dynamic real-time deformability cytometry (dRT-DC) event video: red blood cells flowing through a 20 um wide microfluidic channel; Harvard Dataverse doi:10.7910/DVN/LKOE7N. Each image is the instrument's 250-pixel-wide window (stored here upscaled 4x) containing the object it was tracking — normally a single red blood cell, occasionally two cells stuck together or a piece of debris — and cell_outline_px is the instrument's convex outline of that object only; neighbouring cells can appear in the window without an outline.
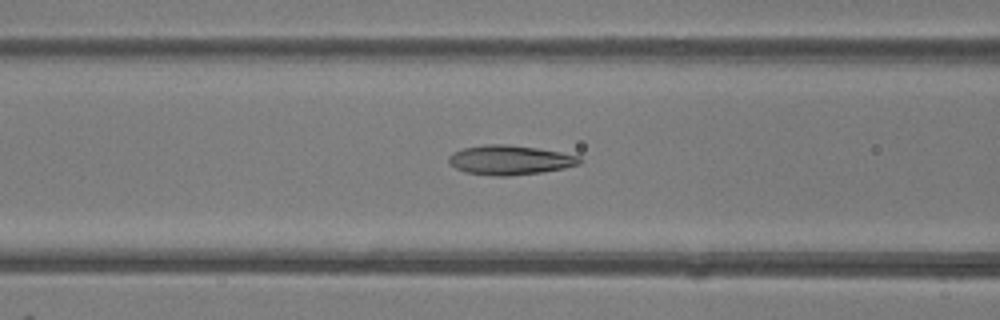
{"species": "common noctule bat (a hibernating species)", "species_latin": "Nyctalus noctula", "temperature_condition": "room temperature", "stored_images_in_passage": 45, "camera_frame_rate_fps": 3000, "um_per_image_px": 0.085, "animal": {"sex": "female"}, "frame": {"image": 1, "passage_image": 16, "time_ms": 5.0, "image_size_px": [1000, 320], "cell_outline_px": [[584, 160], [580, 164], [564, 168], [544, 172], [508, 176], [492, 176], [464, 172], [448, 164], [448, 156], [452, 152], [464, 148], [484, 144], [508, 144], [536, 148], [560, 152], [580, 156]], "centroid_in_image_um": [43.33, 13.6], "position_along_channel_um": 123.3, "area_um2": 22.77}}
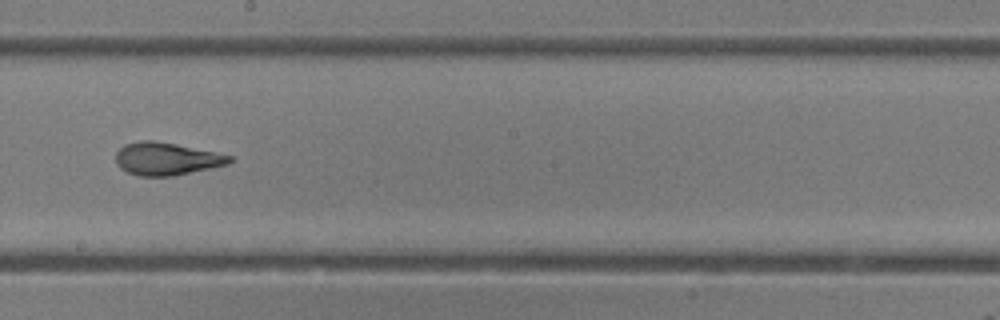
{"frame": {"image": 2, "passage_image": 24, "time_ms": 7.667, "image_size_px": [1000, 320], "cell_outline_px": [[232, 160], [228, 164], [172, 176], [140, 176], [128, 172], [120, 168], [116, 164], [116, 152], [124, 144], [140, 140], [152, 140], [176, 144], [216, 152], [232, 156]], "centroid_in_image_um": [14.12, 13.49], "position_along_channel_um": 234.1, "area_um2": 21.56}}
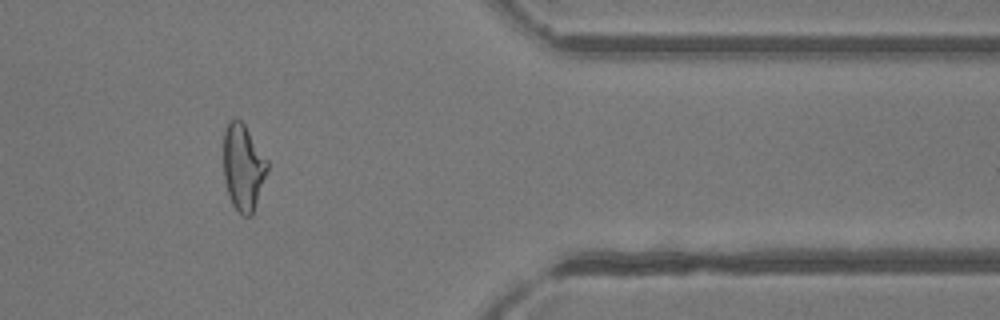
{"frame": {"image": 3, "passage_image": 37, "time_ms": 12.0, "image_size_px": [1000, 320], "cell_outline_px": [[268, 168], [252, 216], [244, 216], [232, 204], [228, 196], [224, 180], [224, 128], [228, 120], [236, 116], [244, 124], [268, 160]], "centroid_in_image_um": [20.65, 14.18], "position_along_channel_um": 390.7, "area_um2": 22.14}, "authors_computed_cell_mechanics": {"area_um2": 22.4842, "velocity_mm_per_s": 4.1575, "shape_relaxation_time_tau1_ms": 5.6032, "shape_relaxation_time_tau2_ms": 1.5057, "deformation_change_tau1": 0.1916, "deformation_change_tau2": 0.0887}}